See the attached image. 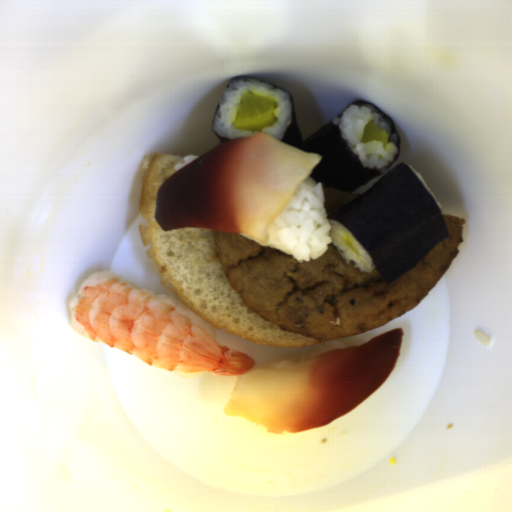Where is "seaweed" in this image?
I'll list each match as a JSON object with an SVG mask.
<instances>
[{
    "label": "seaweed",
    "instance_id": "1",
    "mask_svg": "<svg viewBox=\"0 0 512 512\" xmlns=\"http://www.w3.org/2000/svg\"><path fill=\"white\" fill-rule=\"evenodd\" d=\"M327 219L349 230L388 285L450 237L438 204L403 162Z\"/></svg>",
    "mask_w": 512,
    "mask_h": 512
},
{
    "label": "seaweed",
    "instance_id": "4",
    "mask_svg": "<svg viewBox=\"0 0 512 512\" xmlns=\"http://www.w3.org/2000/svg\"><path fill=\"white\" fill-rule=\"evenodd\" d=\"M219 104H220V101L218 102V104H217V106H216V108H215V112H214V115H213V118H212V122H211V126H210V128H211V130H212L213 134L217 136L219 143H221V144H222V143H225V142L230 141V140H233V139H229V138L221 137V136H219L218 134H216V133L214 132V130L212 129L213 122H214V118H215L216 111H217V108H218Z\"/></svg>",
    "mask_w": 512,
    "mask_h": 512
},
{
    "label": "seaweed",
    "instance_id": "2",
    "mask_svg": "<svg viewBox=\"0 0 512 512\" xmlns=\"http://www.w3.org/2000/svg\"><path fill=\"white\" fill-rule=\"evenodd\" d=\"M254 79L269 84L288 94L291 103V122L279 141L307 153L318 154L320 161L306 177L332 188L347 193H354L383 172L379 169L364 168L358 155L350 149L347 140L341 136L342 131L333 119L303 139L296 118L295 102L292 94L258 78L247 76L234 77ZM226 86V87H227Z\"/></svg>",
    "mask_w": 512,
    "mask_h": 512
},
{
    "label": "seaweed",
    "instance_id": "3",
    "mask_svg": "<svg viewBox=\"0 0 512 512\" xmlns=\"http://www.w3.org/2000/svg\"><path fill=\"white\" fill-rule=\"evenodd\" d=\"M361 104H369L371 105L372 107H374L377 111H379L384 117H386L390 122L391 124L393 125V128H392V134H396V137H397V142H396V145H397V153L394 157V160L388 164L387 168H389L391 165H393L396 160L399 158L400 154H401V149H402V142H401V137L393 123V121L383 112L381 111L377 106H375L373 103L371 102H368L366 100H357V101H352L350 104H348L337 116H335L334 118H340L342 113L347 110L350 106H357V105H361Z\"/></svg>",
    "mask_w": 512,
    "mask_h": 512
}]
</instances>
